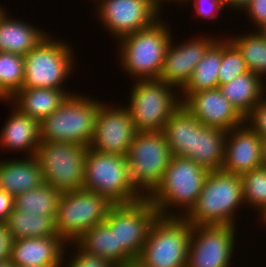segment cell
Returning a JSON list of instances; mask_svg holds the SVG:
<instances>
[{
	"label": "cell",
	"instance_id": "obj_1",
	"mask_svg": "<svg viewBox=\"0 0 266 267\" xmlns=\"http://www.w3.org/2000/svg\"><path fill=\"white\" fill-rule=\"evenodd\" d=\"M208 173L190 158L172 156L161 183L147 198L160 216L185 217L196 205Z\"/></svg>",
	"mask_w": 266,
	"mask_h": 267
},
{
	"label": "cell",
	"instance_id": "obj_2",
	"mask_svg": "<svg viewBox=\"0 0 266 267\" xmlns=\"http://www.w3.org/2000/svg\"><path fill=\"white\" fill-rule=\"evenodd\" d=\"M242 205L245 206L241 176L209 171L196 205L184 218L191 225L237 226V211Z\"/></svg>",
	"mask_w": 266,
	"mask_h": 267
},
{
	"label": "cell",
	"instance_id": "obj_3",
	"mask_svg": "<svg viewBox=\"0 0 266 267\" xmlns=\"http://www.w3.org/2000/svg\"><path fill=\"white\" fill-rule=\"evenodd\" d=\"M157 20L149 28L118 40L117 53L122 70L137 79H159L168 44L172 39L170 25ZM169 26V27H168Z\"/></svg>",
	"mask_w": 266,
	"mask_h": 267
},
{
	"label": "cell",
	"instance_id": "obj_4",
	"mask_svg": "<svg viewBox=\"0 0 266 267\" xmlns=\"http://www.w3.org/2000/svg\"><path fill=\"white\" fill-rule=\"evenodd\" d=\"M103 101L73 93L40 123V140L74 142L89 147Z\"/></svg>",
	"mask_w": 266,
	"mask_h": 267
},
{
	"label": "cell",
	"instance_id": "obj_5",
	"mask_svg": "<svg viewBox=\"0 0 266 267\" xmlns=\"http://www.w3.org/2000/svg\"><path fill=\"white\" fill-rule=\"evenodd\" d=\"M133 82L129 100H126L130 102L125 106L130 111L135 130L163 131L172 114L182 105L180 92L160 79Z\"/></svg>",
	"mask_w": 266,
	"mask_h": 267
},
{
	"label": "cell",
	"instance_id": "obj_6",
	"mask_svg": "<svg viewBox=\"0 0 266 267\" xmlns=\"http://www.w3.org/2000/svg\"><path fill=\"white\" fill-rule=\"evenodd\" d=\"M49 34L24 56L22 88L65 89L64 82L75 70V49Z\"/></svg>",
	"mask_w": 266,
	"mask_h": 267
},
{
	"label": "cell",
	"instance_id": "obj_7",
	"mask_svg": "<svg viewBox=\"0 0 266 267\" xmlns=\"http://www.w3.org/2000/svg\"><path fill=\"white\" fill-rule=\"evenodd\" d=\"M82 189L96 192L114 205L130 204L143 198L129 179L126 156L101 153L89 147Z\"/></svg>",
	"mask_w": 266,
	"mask_h": 267
},
{
	"label": "cell",
	"instance_id": "obj_8",
	"mask_svg": "<svg viewBox=\"0 0 266 267\" xmlns=\"http://www.w3.org/2000/svg\"><path fill=\"white\" fill-rule=\"evenodd\" d=\"M191 231L184 217L159 216L135 261L141 267H186Z\"/></svg>",
	"mask_w": 266,
	"mask_h": 267
},
{
	"label": "cell",
	"instance_id": "obj_9",
	"mask_svg": "<svg viewBox=\"0 0 266 267\" xmlns=\"http://www.w3.org/2000/svg\"><path fill=\"white\" fill-rule=\"evenodd\" d=\"M172 156L163 131L136 132L126 158L129 179L143 197L161 183Z\"/></svg>",
	"mask_w": 266,
	"mask_h": 267
},
{
	"label": "cell",
	"instance_id": "obj_10",
	"mask_svg": "<svg viewBox=\"0 0 266 267\" xmlns=\"http://www.w3.org/2000/svg\"><path fill=\"white\" fill-rule=\"evenodd\" d=\"M87 149L74 142L40 141L35 156L44 183L61 193L81 190L85 179Z\"/></svg>",
	"mask_w": 266,
	"mask_h": 267
},
{
	"label": "cell",
	"instance_id": "obj_11",
	"mask_svg": "<svg viewBox=\"0 0 266 267\" xmlns=\"http://www.w3.org/2000/svg\"><path fill=\"white\" fill-rule=\"evenodd\" d=\"M113 205L106 197L84 189L62 193L55 218L58 236L66 243L77 241L103 223Z\"/></svg>",
	"mask_w": 266,
	"mask_h": 267
},
{
	"label": "cell",
	"instance_id": "obj_12",
	"mask_svg": "<svg viewBox=\"0 0 266 267\" xmlns=\"http://www.w3.org/2000/svg\"><path fill=\"white\" fill-rule=\"evenodd\" d=\"M159 216L147 197L134 203L111 207L104 223L115 230L117 247H122V256L129 263L139 256L150 229Z\"/></svg>",
	"mask_w": 266,
	"mask_h": 267
},
{
	"label": "cell",
	"instance_id": "obj_13",
	"mask_svg": "<svg viewBox=\"0 0 266 267\" xmlns=\"http://www.w3.org/2000/svg\"><path fill=\"white\" fill-rule=\"evenodd\" d=\"M237 230L232 225H192L186 267H231Z\"/></svg>",
	"mask_w": 266,
	"mask_h": 267
},
{
	"label": "cell",
	"instance_id": "obj_14",
	"mask_svg": "<svg viewBox=\"0 0 266 267\" xmlns=\"http://www.w3.org/2000/svg\"><path fill=\"white\" fill-rule=\"evenodd\" d=\"M96 17L117 41L152 26L161 16L150 0H98ZM160 11V12H159Z\"/></svg>",
	"mask_w": 266,
	"mask_h": 267
},
{
	"label": "cell",
	"instance_id": "obj_15",
	"mask_svg": "<svg viewBox=\"0 0 266 267\" xmlns=\"http://www.w3.org/2000/svg\"><path fill=\"white\" fill-rule=\"evenodd\" d=\"M136 132L126 106L109 105L104 101L97 114L89 148L101 153L127 156Z\"/></svg>",
	"mask_w": 266,
	"mask_h": 267
},
{
	"label": "cell",
	"instance_id": "obj_16",
	"mask_svg": "<svg viewBox=\"0 0 266 267\" xmlns=\"http://www.w3.org/2000/svg\"><path fill=\"white\" fill-rule=\"evenodd\" d=\"M219 37L203 35L190 38L175 45L173 36L168 44L159 79L175 87L179 92L187 85L195 67L204 57L207 49Z\"/></svg>",
	"mask_w": 266,
	"mask_h": 267
},
{
	"label": "cell",
	"instance_id": "obj_17",
	"mask_svg": "<svg viewBox=\"0 0 266 267\" xmlns=\"http://www.w3.org/2000/svg\"><path fill=\"white\" fill-rule=\"evenodd\" d=\"M182 105L205 126L227 132L245 123V118L218 88L191 93Z\"/></svg>",
	"mask_w": 266,
	"mask_h": 267
},
{
	"label": "cell",
	"instance_id": "obj_18",
	"mask_svg": "<svg viewBox=\"0 0 266 267\" xmlns=\"http://www.w3.org/2000/svg\"><path fill=\"white\" fill-rule=\"evenodd\" d=\"M262 138L244 123L226 132L222 171L243 175L261 167Z\"/></svg>",
	"mask_w": 266,
	"mask_h": 267
},
{
	"label": "cell",
	"instance_id": "obj_19",
	"mask_svg": "<svg viewBox=\"0 0 266 267\" xmlns=\"http://www.w3.org/2000/svg\"><path fill=\"white\" fill-rule=\"evenodd\" d=\"M66 244L60 236L16 239L11 260L15 267L62 266L63 257H70Z\"/></svg>",
	"mask_w": 266,
	"mask_h": 267
},
{
	"label": "cell",
	"instance_id": "obj_20",
	"mask_svg": "<svg viewBox=\"0 0 266 267\" xmlns=\"http://www.w3.org/2000/svg\"><path fill=\"white\" fill-rule=\"evenodd\" d=\"M10 106L13 112H10L0 131V147L3 151H22L26 157L34 156L41 141L40 123L23 114L13 104L10 103Z\"/></svg>",
	"mask_w": 266,
	"mask_h": 267
},
{
	"label": "cell",
	"instance_id": "obj_21",
	"mask_svg": "<svg viewBox=\"0 0 266 267\" xmlns=\"http://www.w3.org/2000/svg\"><path fill=\"white\" fill-rule=\"evenodd\" d=\"M44 183L37 157L0 160V188L14 198Z\"/></svg>",
	"mask_w": 266,
	"mask_h": 267
},
{
	"label": "cell",
	"instance_id": "obj_22",
	"mask_svg": "<svg viewBox=\"0 0 266 267\" xmlns=\"http://www.w3.org/2000/svg\"><path fill=\"white\" fill-rule=\"evenodd\" d=\"M71 94L70 89L21 88L9 101L23 114L41 123Z\"/></svg>",
	"mask_w": 266,
	"mask_h": 267
},
{
	"label": "cell",
	"instance_id": "obj_23",
	"mask_svg": "<svg viewBox=\"0 0 266 267\" xmlns=\"http://www.w3.org/2000/svg\"><path fill=\"white\" fill-rule=\"evenodd\" d=\"M39 27L5 13L0 19V52H10L25 56L49 33Z\"/></svg>",
	"mask_w": 266,
	"mask_h": 267
},
{
	"label": "cell",
	"instance_id": "obj_24",
	"mask_svg": "<svg viewBox=\"0 0 266 267\" xmlns=\"http://www.w3.org/2000/svg\"><path fill=\"white\" fill-rule=\"evenodd\" d=\"M226 131L196 125L194 149L186 156L208 171L221 170L225 158Z\"/></svg>",
	"mask_w": 266,
	"mask_h": 267
},
{
	"label": "cell",
	"instance_id": "obj_25",
	"mask_svg": "<svg viewBox=\"0 0 266 267\" xmlns=\"http://www.w3.org/2000/svg\"><path fill=\"white\" fill-rule=\"evenodd\" d=\"M266 81L251 71L218 86L222 95L246 118L266 95Z\"/></svg>",
	"mask_w": 266,
	"mask_h": 267
},
{
	"label": "cell",
	"instance_id": "obj_26",
	"mask_svg": "<svg viewBox=\"0 0 266 267\" xmlns=\"http://www.w3.org/2000/svg\"><path fill=\"white\" fill-rule=\"evenodd\" d=\"M198 123L183 105L172 114L163 132L173 156L186 157L194 149Z\"/></svg>",
	"mask_w": 266,
	"mask_h": 267
},
{
	"label": "cell",
	"instance_id": "obj_27",
	"mask_svg": "<svg viewBox=\"0 0 266 267\" xmlns=\"http://www.w3.org/2000/svg\"><path fill=\"white\" fill-rule=\"evenodd\" d=\"M222 62V38H218L197 64L187 85L180 92L183 102L191 93L218 88V73Z\"/></svg>",
	"mask_w": 266,
	"mask_h": 267
},
{
	"label": "cell",
	"instance_id": "obj_28",
	"mask_svg": "<svg viewBox=\"0 0 266 267\" xmlns=\"http://www.w3.org/2000/svg\"><path fill=\"white\" fill-rule=\"evenodd\" d=\"M14 240L58 236L55 219L39 213H27L14 207L6 220Z\"/></svg>",
	"mask_w": 266,
	"mask_h": 267
},
{
	"label": "cell",
	"instance_id": "obj_29",
	"mask_svg": "<svg viewBox=\"0 0 266 267\" xmlns=\"http://www.w3.org/2000/svg\"><path fill=\"white\" fill-rule=\"evenodd\" d=\"M76 242L84 250L111 261L117 267L129 263L122 256V247H117L115 230L104 222L90 228Z\"/></svg>",
	"mask_w": 266,
	"mask_h": 267
},
{
	"label": "cell",
	"instance_id": "obj_30",
	"mask_svg": "<svg viewBox=\"0 0 266 267\" xmlns=\"http://www.w3.org/2000/svg\"><path fill=\"white\" fill-rule=\"evenodd\" d=\"M61 192L47 183L30 189L15 197L14 207L27 213H39L56 218Z\"/></svg>",
	"mask_w": 266,
	"mask_h": 267
},
{
	"label": "cell",
	"instance_id": "obj_31",
	"mask_svg": "<svg viewBox=\"0 0 266 267\" xmlns=\"http://www.w3.org/2000/svg\"><path fill=\"white\" fill-rule=\"evenodd\" d=\"M237 36H227V38L237 47L247 68L261 79H266V40L257 32Z\"/></svg>",
	"mask_w": 266,
	"mask_h": 267
},
{
	"label": "cell",
	"instance_id": "obj_32",
	"mask_svg": "<svg viewBox=\"0 0 266 267\" xmlns=\"http://www.w3.org/2000/svg\"><path fill=\"white\" fill-rule=\"evenodd\" d=\"M24 82V57L10 52H0V91L11 99Z\"/></svg>",
	"mask_w": 266,
	"mask_h": 267
},
{
	"label": "cell",
	"instance_id": "obj_33",
	"mask_svg": "<svg viewBox=\"0 0 266 267\" xmlns=\"http://www.w3.org/2000/svg\"><path fill=\"white\" fill-rule=\"evenodd\" d=\"M241 181L245 206L259 213L266 206V168L261 166L241 175Z\"/></svg>",
	"mask_w": 266,
	"mask_h": 267
},
{
	"label": "cell",
	"instance_id": "obj_34",
	"mask_svg": "<svg viewBox=\"0 0 266 267\" xmlns=\"http://www.w3.org/2000/svg\"><path fill=\"white\" fill-rule=\"evenodd\" d=\"M246 72H249V69L240 51L226 36L222 37V62L218 73V86L229 83Z\"/></svg>",
	"mask_w": 266,
	"mask_h": 267
},
{
	"label": "cell",
	"instance_id": "obj_35",
	"mask_svg": "<svg viewBox=\"0 0 266 267\" xmlns=\"http://www.w3.org/2000/svg\"><path fill=\"white\" fill-rule=\"evenodd\" d=\"M66 247L67 248L65 249L72 248L74 249V251L73 250L70 251V254L71 252L72 254L69 260H66L63 257L62 261L63 267L65 266L66 267H117L111 261L84 250L76 241L68 242L66 244Z\"/></svg>",
	"mask_w": 266,
	"mask_h": 267
},
{
	"label": "cell",
	"instance_id": "obj_36",
	"mask_svg": "<svg viewBox=\"0 0 266 267\" xmlns=\"http://www.w3.org/2000/svg\"><path fill=\"white\" fill-rule=\"evenodd\" d=\"M184 4H191V7L195 9L198 18L214 21L220 18L219 14H221V11H224V8L227 7V4L223 0H184L182 6H184Z\"/></svg>",
	"mask_w": 266,
	"mask_h": 267
},
{
	"label": "cell",
	"instance_id": "obj_37",
	"mask_svg": "<svg viewBox=\"0 0 266 267\" xmlns=\"http://www.w3.org/2000/svg\"><path fill=\"white\" fill-rule=\"evenodd\" d=\"M245 123L257 132L262 139H266V95L245 118Z\"/></svg>",
	"mask_w": 266,
	"mask_h": 267
},
{
	"label": "cell",
	"instance_id": "obj_38",
	"mask_svg": "<svg viewBox=\"0 0 266 267\" xmlns=\"http://www.w3.org/2000/svg\"><path fill=\"white\" fill-rule=\"evenodd\" d=\"M257 30L266 23V0H251L244 10Z\"/></svg>",
	"mask_w": 266,
	"mask_h": 267
},
{
	"label": "cell",
	"instance_id": "obj_39",
	"mask_svg": "<svg viewBox=\"0 0 266 267\" xmlns=\"http://www.w3.org/2000/svg\"><path fill=\"white\" fill-rule=\"evenodd\" d=\"M14 238L7 228L6 222H0V261L12 256Z\"/></svg>",
	"mask_w": 266,
	"mask_h": 267
},
{
	"label": "cell",
	"instance_id": "obj_40",
	"mask_svg": "<svg viewBox=\"0 0 266 267\" xmlns=\"http://www.w3.org/2000/svg\"><path fill=\"white\" fill-rule=\"evenodd\" d=\"M15 198L6 191L0 189V222H6L9 214L14 209Z\"/></svg>",
	"mask_w": 266,
	"mask_h": 267
},
{
	"label": "cell",
	"instance_id": "obj_41",
	"mask_svg": "<svg viewBox=\"0 0 266 267\" xmlns=\"http://www.w3.org/2000/svg\"><path fill=\"white\" fill-rule=\"evenodd\" d=\"M250 2L251 0H230L227 3V9H236L237 12L240 10V12L242 13V11L245 10V8L250 4Z\"/></svg>",
	"mask_w": 266,
	"mask_h": 267
},
{
	"label": "cell",
	"instance_id": "obj_42",
	"mask_svg": "<svg viewBox=\"0 0 266 267\" xmlns=\"http://www.w3.org/2000/svg\"><path fill=\"white\" fill-rule=\"evenodd\" d=\"M159 10L161 9V12H163V5H165L167 2L171 3L173 2L174 4H182L184 3V0H150ZM166 2V3H165Z\"/></svg>",
	"mask_w": 266,
	"mask_h": 267
},
{
	"label": "cell",
	"instance_id": "obj_43",
	"mask_svg": "<svg viewBox=\"0 0 266 267\" xmlns=\"http://www.w3.org/2000/svg\"><path fill=\"white\" fill-rule=\"evenodd\" d=\"M261 166L266 168V139H262V161Z\"/></svg>",
	"mask_w": 266,
	"mask_h": 267
},
{
	"label": "cell",
	"instance_id": "obj_44",
	"mask_svg": "<svg viewBox=\"0 0 266 267\" xmlns=\"http://www.w3.org/2000/svg\"><path fill=\"white\" fill-rule=\"evenodd\" d=\"M257 214H259V222L261 221L259 224H263V226H266V206Z\"/></svg>",
	"mask_w": 266,
	"mask_h": 267
},
{
	"label": "cell",
	"instance_id": "obj_45",
	"mask_svg": "<svg viewBox=\"0 0 266 267\" xmlns=\"http://www.w3.org/2000/svg\"><path fill=\"white\" fill-rule=\"evenodd\" d=\"M0 267H15V266L10 258L4 261H0Z\"/></svg>",
	"mask_w": 266,
	"mask_h": 267
},
{
	"label": "cell",
	"instance_id": "obj_46",
	"mask_svg": "<svg viewBox=\"0 0 266 267\" xmlns=\"http://www.w3.org/2000/svg\"><path fill=\"white\" fill-rule=\"evenodd\" d=\"M257 32L266 40V23L258 28Z\"/></svg>",
	"mask_w": 266,
	"mask_h": 267
},
{
	"label": "cell",
	"instance_id": "obj_47",
	"mask_svg": "<svg viewBox=\"0 0 266 267\" xmlns=\"http://www.w3.org/2000/svg\"><path fill=\"white\" fill-rule=\"evenodd\" d=\"M118 267H141L136 261Z\"/></svg>",
	"mask_w": 266,
	"mask_h": 267
},
{
	"label": "cell",
	"instance_id": "obj_48",
	"mask_svg": "<svg viewBox=\"0 0 266 267\" xmlns=\"http://www.w3.org/2000/svg\"><path fill=\"white\" fill-rule=\"evenodd\" d=\"M4 100V103H10L9 99L0 91V101L3 102Z\"/></svg>",
	"mask_w": 266,
	"mask_h": 267
},
{
	"label": "cell",
	"instance_id": "obj_49",
	"mask_svg": "<svg viewBox=\"0 0 266 267\" xmlns=\"http://www.w3.org/2000/svg\"><path fill=\"white\" fill-rule=\"evenodd\" d=\"M6 9H4V7H2L0 5V19L2 18V16L7 12V10L5 11Z\"/></svg>",
	"mask_w": 266,
	"mask_h": 267
},
{
	"label": "cell",
	"instance_id": "obj_50",
	"mask_svg": "<svg viewBox=\"0 0 266 267\" xmlns=\"http://www.w3.org/2000/svg\"><path fill=\"white\" fill-rule=\"evenodd\" d=\"M18 267H62V266H18Z\"/></svg>",
	"mask_w": 266,
	"mask_h": 267
},
{
	"label": "cell",
	"instance_id": "obj_51",
	"mask_svg": "<svg viewBox=\"0 0 266 267\" xmlns=\"http://www.w3.org/2000/svg\"><path fill=\"white\" fill-rule=\"evenodd\" d=\"M226 4L230 1V0H223Z\"/></svg>",
	"mask_w": 266,
	"mask_h": 267
}]
</instances>
